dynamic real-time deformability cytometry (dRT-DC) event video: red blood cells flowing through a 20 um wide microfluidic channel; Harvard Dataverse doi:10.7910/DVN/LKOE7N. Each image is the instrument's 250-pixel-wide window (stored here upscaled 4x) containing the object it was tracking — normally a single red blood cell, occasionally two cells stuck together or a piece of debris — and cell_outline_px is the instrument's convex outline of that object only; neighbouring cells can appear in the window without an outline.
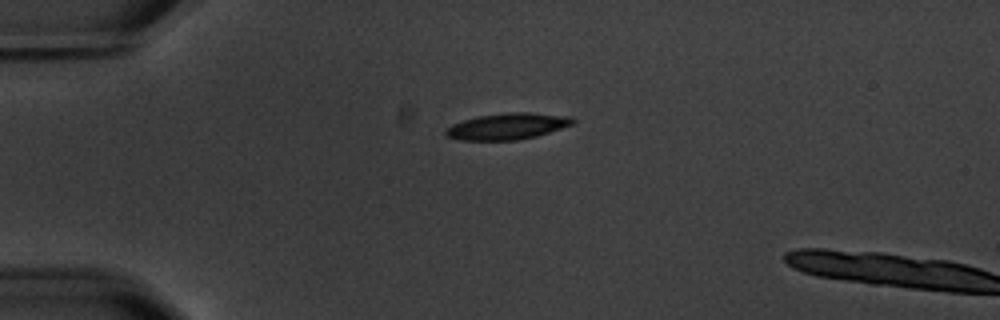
{"species": "common noctule bat (a hibernating species)", "species_latin": "Nyctalus noctula", "temperature_condition": "warm", "stored_images_in_passage": 2, "camera_frame_rate_fps": 3000, "um_per_image_px": 0.085, "animal": {"sex": "male", "body_mass_g": 20.1, "forearm_length_mm": 53.5}, "frame": {"image": 1, "passage_image": 1, "time_ms": 0.0, "image_size_px": [1000, 320], "cell_outline_px": [[576, 124], [536, 136], [516, 140], [460, 140], [444, 136], [444, 132], [452, 124], [476, 116], [512, 112], [528, 112], [572, 116], [576, 120]], "centroid_in_image_um": [43.17, 10.73], "position_along_channel_um": 41.8, "area_um2": 19.65}}